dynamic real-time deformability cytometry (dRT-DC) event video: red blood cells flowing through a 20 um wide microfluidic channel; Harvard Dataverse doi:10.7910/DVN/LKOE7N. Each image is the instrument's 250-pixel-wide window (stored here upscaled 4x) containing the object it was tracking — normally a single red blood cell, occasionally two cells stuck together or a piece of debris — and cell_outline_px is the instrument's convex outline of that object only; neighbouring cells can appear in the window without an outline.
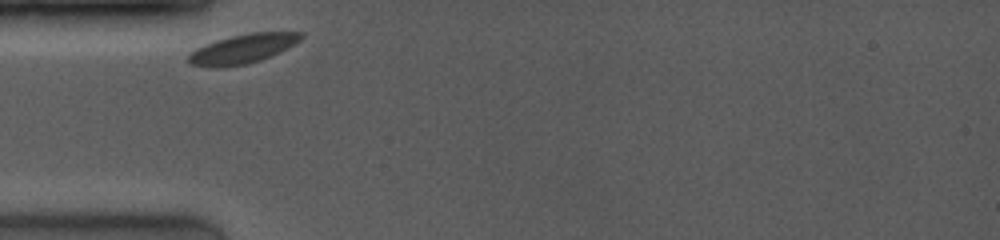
{"species": "common noctule bat (a hibernating species)", "species_latin": "Nyctalus noctula", "temperature_condition": "room temperature", "stored_images_in_passage": 25, "camera_frame_rate_fps": 4000, "um_per_image_px": 0.085, "animal": {"sex": "female", "body_mass_g": 19.0, "forearm_length_mm": 53.3}, "frame": {"image": 1, "passage_image": 1, "time_ms": 0.0, "image_size_px": [1000, 240], "cell_outline_px": [[304, 36], [300, 40], [272, 56], [260, 60], [244, 64], [220, 68], [212, 68], [192, 64], [188, 60], [188, 56], [196, 48], [216, 40], [232, 36], [252, 32], [304, 32]], "centroid_in_image_um": [20.63, 4.15], "position_along_channel_um": 64.4, "area_um2": 19.02}}
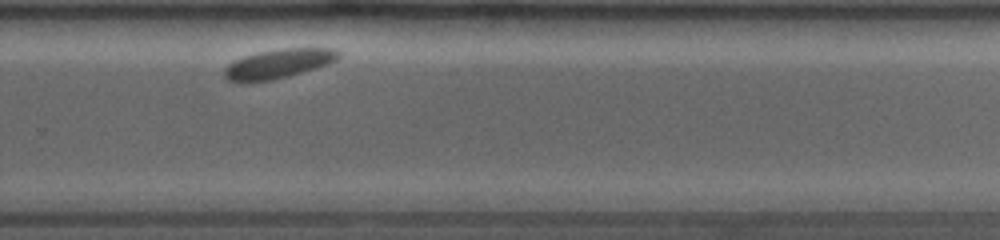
{"frame": {"image": 2, "passage_image": 19, "time_ms": 6.75, "image_size_px": [1000, 240], "cell_outline_px": [[340, 56], [336, 60], [328, 64], [316, 68], [288, 76], [272, 80], [236, 84], [228, 80], [224, 76], [224, 68], [228, 64], [244, 56], [260, 52], [284, 48], [332, 48], [340, 52]], "centroid_in_image_um": [23.63, 5.44], "position_along_channel_um": 306.2, "area_um2": 19.59}}
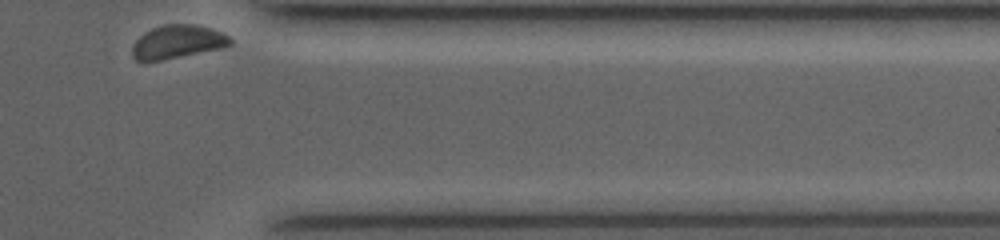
{"frame": {"image": 3, "passage_image": 25, "time_ms": 9.25, "image_size_px": [1000, 240], "cell_outline_px": [[232, 44], [224, 48], [160, 60], [136, 60], [132, 56], [132, 48], [136, 40], [144, 32], [152, 28], [164, 24], [196, 24], [224, 32], [232, 40]], "centroid_in_image_um": [15.13, 3.54], "position_along_channel_um": 396.3, "area_um2": 19.07}}